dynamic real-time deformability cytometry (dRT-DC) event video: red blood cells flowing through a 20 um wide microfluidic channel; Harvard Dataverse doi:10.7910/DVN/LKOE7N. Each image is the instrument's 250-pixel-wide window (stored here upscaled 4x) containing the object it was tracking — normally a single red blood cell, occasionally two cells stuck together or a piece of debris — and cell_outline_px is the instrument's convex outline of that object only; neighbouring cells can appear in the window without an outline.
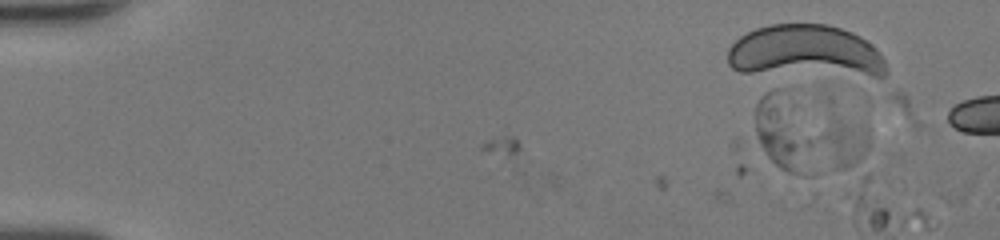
{"species": "human", "species_latin": "Homo sapiens", "temperature_condition": "room temperature", "stored_images_in_passage": 3, "camera_frame_rate_fps": 3000, "um_per_image_px": 0.085, "donor": {"sex": "female"}, "frame": {"image": 1, "passage_image": 1, "time_ms": 0.0, "image_size_px": [1000, 240], "cell_outline_px": [[868, 148], [860, 168], [832, 168], [808, 144], [808, 140], [828, 96], [832, 96], [864, 124], [868, 128]], "centroid_in_image_um": [71.35, 11.61], "position_along_channel_um": 13.6, "area_um2": 21.27}}